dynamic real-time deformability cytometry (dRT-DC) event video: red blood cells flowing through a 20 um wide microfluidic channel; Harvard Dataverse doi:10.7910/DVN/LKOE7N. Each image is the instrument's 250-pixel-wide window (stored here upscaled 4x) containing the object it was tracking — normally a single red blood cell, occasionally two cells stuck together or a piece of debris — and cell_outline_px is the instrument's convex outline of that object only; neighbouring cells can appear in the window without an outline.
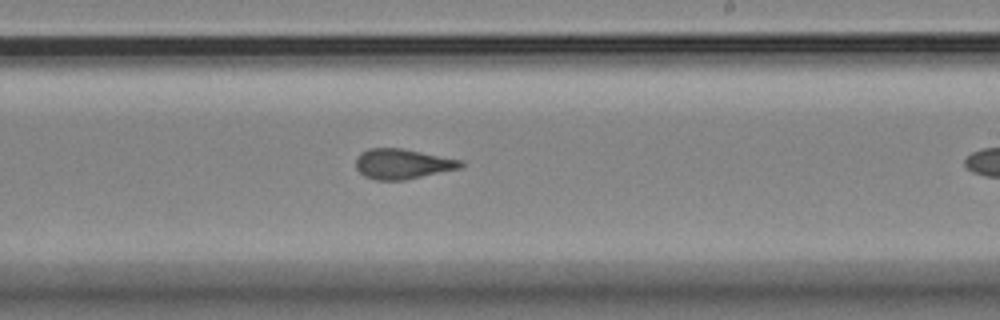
{"species": "Egyptian fruit bat (a non-hibernating species)", "species_latin": "Rousettus aegyptiacus", "temperature_condition": "room temperature", "stored_images_in_passage": 9, "segment_of_instrument_passage": [1, 2], "camera_frame_rate_fps": 3000, "um_per_image_px": 0.085, "animal": {"sex": "female"}, "frame": {"image": 1, "passage_image": 8, "time_ms": 8.0, "image_size_px": [1000, 320], "cell_outline_px": [[464, 164], [460, 168], [404, 180], [376, 180], [364, 176], [356, 168], [356, 156], [360, 152], [368, 148], [400, 148], [464, 160]], "centroid_in_image_um": [34.19, 13.92], "position_along_channel_um": 254.8, "area_um2": 18.44}}